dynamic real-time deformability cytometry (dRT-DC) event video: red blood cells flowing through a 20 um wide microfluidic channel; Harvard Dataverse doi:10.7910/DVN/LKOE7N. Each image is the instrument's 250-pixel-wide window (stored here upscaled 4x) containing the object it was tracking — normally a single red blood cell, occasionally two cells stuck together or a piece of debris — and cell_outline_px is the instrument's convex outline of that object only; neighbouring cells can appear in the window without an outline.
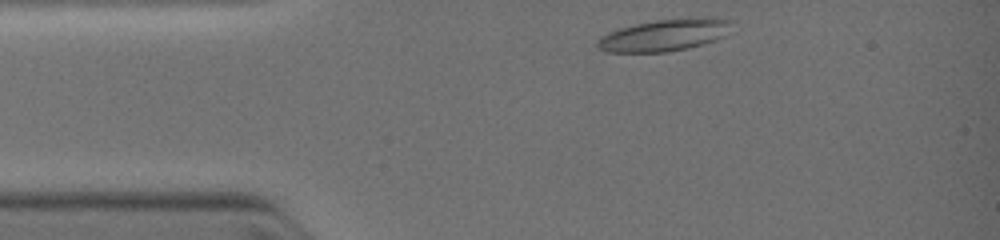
{"species": "common noctule bat (a hibernating species)", "species_latin": "Nyctalus noctula", "temperature_condition": "warm", "stored_images_in_passage": 13, "camera_frame_rate_fps": 3000, "um_per_image_px": 0.085, "animal": {"sex": "female", "body_mass_g": 19.0, "forearm_length_mm": 51.5}, "frame": {"image": 1, "passage_image": 1, "time_ms": 0.0, "image_size_px": [1000, 240], "cell_outline_px": [[728, 20], [724, 36], [716, 40], [704, 44], [688, 48], [668, 52], [608, 52], [600, 48], [596, 44], [600, 36], [620, 28], [660, 20]], "centroid_in_image_um": [56.33, 3.06], "position_along_channel_um": 28.7, "area_um2": 23.41}}
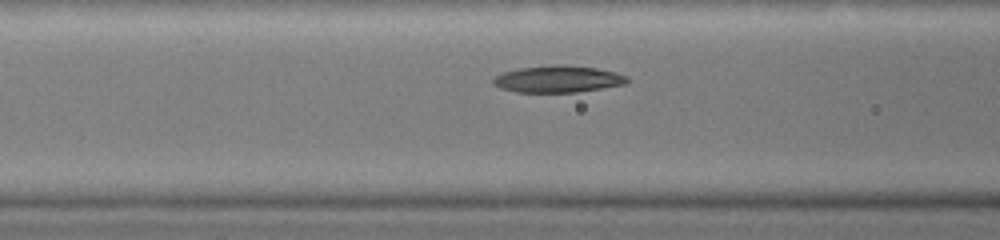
{"frame": {"image": 2, "passage_image": 8, "time_ms": 2.667, "image_size_px": [1000, 240], "cell_outline_px": [[628, 80], [624, 84], [576, 92], [516, 92], [500, 88], [492, 84], [492, 80], [496, 76], [504, 72], [520, 68], [552, 64], [564, 64], [596, 68], [628, 76]], "centroid_in_image_um": [47.38, 6.71], "position_along_channel_um": 119.2, "area_um2": 20.81}}
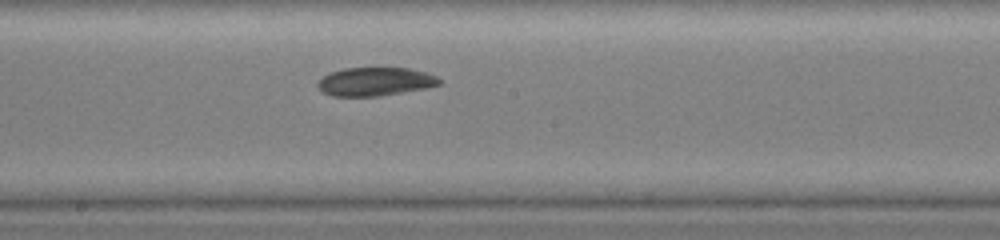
{"frame": {"image": 3, "passage_image": 13, "time_ms": 4.667, "image_size_px": [1000, 240], "cell_outline_px": [[440, 84], [424, 88], [404, 92], [380, 96], [332, 96], [324, 92], [316, 84], [324, 76], [332, 72], [344, 68], [412, 68], [428, 72], [436, 76], [440, 80]], "centroid_in_image_um": [31.92, 6.93], "position_along_channel_um": 216.3, "area_um2": 20.06}}